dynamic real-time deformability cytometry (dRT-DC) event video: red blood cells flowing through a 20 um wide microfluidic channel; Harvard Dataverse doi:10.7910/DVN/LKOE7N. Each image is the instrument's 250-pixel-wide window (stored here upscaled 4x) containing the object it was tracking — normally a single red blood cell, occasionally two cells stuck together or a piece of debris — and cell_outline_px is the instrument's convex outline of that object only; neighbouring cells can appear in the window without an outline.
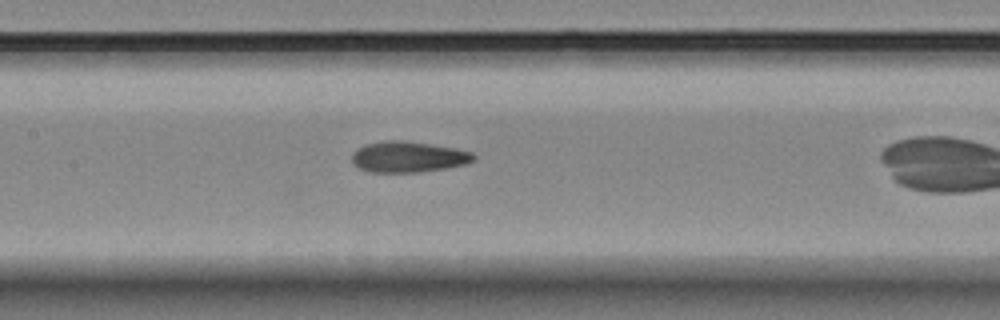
{"species": "Egyptian fruit bat (a non-hibernating species)", "species_latin": "Rousettus aegyptiacus", "temperature_condition": "room temperature", "stored_images_in_passage": 12, "camera_frame_rate_fps": 3000, "um_per_image_px": 0.085, "animal": {"sex": "female"}, "frame": {"image": 1, "passage_image": 11, "time_ms": 3.333, "image_size_px": [1000, 320], "cell_outline_px": [[476, 160], [464, 164], [444, 168], [416, 172], [372, 172], [360, 168], [352, 164], [352, 152], [356, 148], [364, 144], [388, 140], [404, 140], [432, 144], [456, 148], [472, 152], [476, 156]], "centroid_in_image_um": [34.68, 13.32], "position_along_channel_um": 172.7, "area_um2": 22.02}}